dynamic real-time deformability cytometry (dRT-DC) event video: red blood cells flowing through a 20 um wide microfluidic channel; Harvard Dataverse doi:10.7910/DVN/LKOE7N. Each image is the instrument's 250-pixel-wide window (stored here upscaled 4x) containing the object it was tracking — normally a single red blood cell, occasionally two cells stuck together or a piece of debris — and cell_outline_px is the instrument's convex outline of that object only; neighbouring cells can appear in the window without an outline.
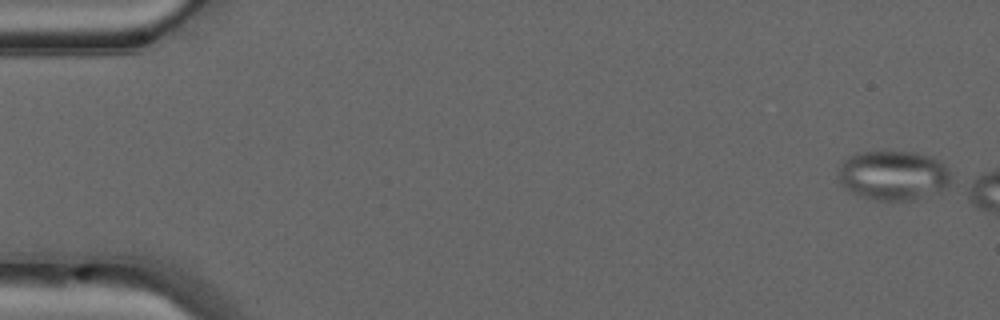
{"species": "common noctule bat (a hibernating species)", "species_latin": "Nyctalus noctula", "temperature_condition": "warm", "stored_images_in_passage": 6, "camera_frame_rate_fps": 3000, "um_per_image_px": 0.085, "animal": {"sex": "male", "forearm_length_mm": 52.5}, "frame": {"image": 1, "passage_image": 1, "time_ms": 0.0, "image_size_px": [1000, 320], "cell_outline_px": [[948, 184], [940, 192], [932, 196], [916, 200], [876, 200], [860, 196], [844, 188], [840, 184], [840, 168], [844, 160], [856, 152], [884, 148], [916, 152], [932, 156], [948, 168]], "centroid_in_image_um": [75.93, 14.87], "position_along_channel_um": 9.1, "area_um2": 33.41}}